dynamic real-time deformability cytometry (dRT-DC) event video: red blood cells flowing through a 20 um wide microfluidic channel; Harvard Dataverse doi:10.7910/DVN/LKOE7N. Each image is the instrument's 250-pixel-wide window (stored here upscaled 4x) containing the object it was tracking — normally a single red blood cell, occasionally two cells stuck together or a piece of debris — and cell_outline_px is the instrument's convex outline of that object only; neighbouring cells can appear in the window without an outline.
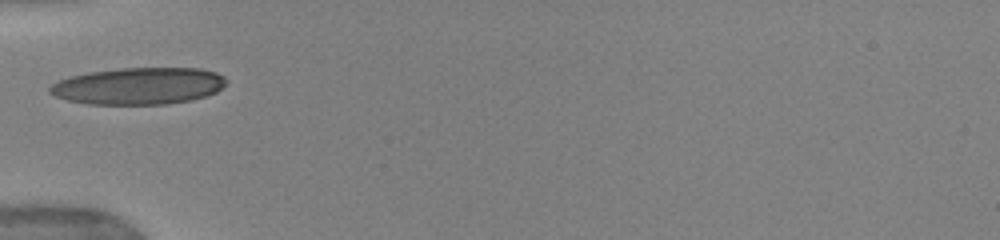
{"species": "human", "species_latin": "Homo sapiens", "temperature_condition": "warm", "stored_images_in_passage": 34, "camera_frame_rate_fps": 3000, "um_per_image_px": 0.085, "donor": {"sex": "female"}, "frame": {"image": 1, "passage_image": 1, "time_ms": 0.0, "image_size_px": [1000, 240], "cell_outline_px": [[228, 80], [216, 92], [192, 100], [168, 104], [88, 104], [68, 100], [56, 96], [48, 92], [48, 88], [52, 84], [60, 80], [72, 76], [88, 72], [120, 68], [200, 68], [216, 72], [224, 76]], "centroid_in_image_um": [11.79, 7.3], "position_along_channel_um": 73.2, "area_um2": 37.92}}
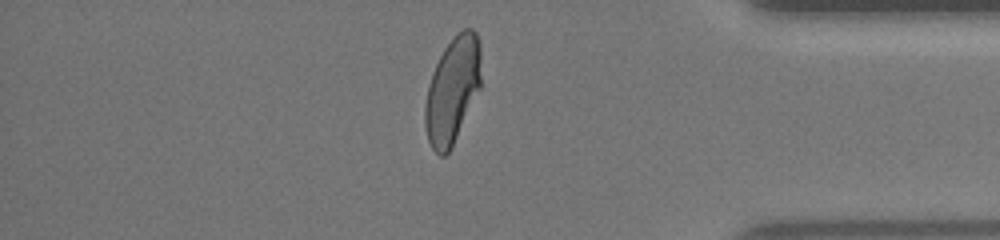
{"frame": {"image": 2, "passage_image": 27, "time_ms": 8.667, "image_size_px": [1000, 240], "cell_outline_px": [[480, 88], [448, 152], [444, 156], [440, 156], [432, 148], [428, 140], [424, 124], [424, 108], [428, 84], [432, 72], [444, 48], [456, 32], [464, 28], [472, 28], [476, 32], [480, 44]], "centroid_in_image_um": [38.44, 7.61], "position_along_channel_um": 396.8, "area_um2": 34.45}}
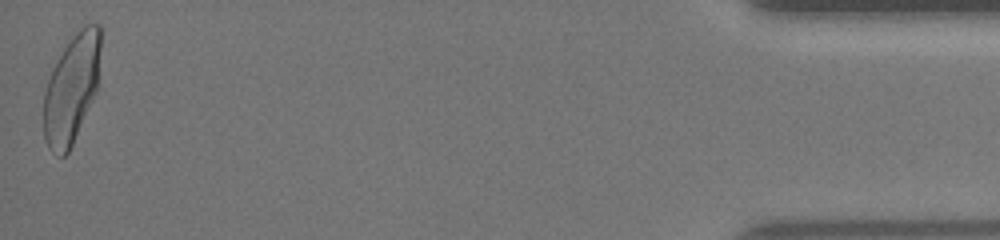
{"frame": {"image": 3, "passage_image": 34, "time_ms": 11.0, "image_size_px": [1000, 240], "cell_outline_px": [[100, 48], [96, 92], [72, 144], [68, 152], [64, 156], [60, 156], [52, 152], [48, 148], [44, 140], [44, 92], [52, 68], [68, 40], [84, 24], [100, 24]], "centroid_in_image_um": [6.06, 7.53], "position_along_channel_um": 429.1, "area_um2": 35.78}, "authors_computed_cell_mechanics": {"area_um2": 35.547, "velocity_mm_per_s": 3.9597, "shape_relaxation_time_tau1_ms": 4.3382, "shape_relaxation_time_tau2_ms": 0.7212, "deformation_change_tau1": 0.1979, "deformation_change_tau2": 0.0646}}